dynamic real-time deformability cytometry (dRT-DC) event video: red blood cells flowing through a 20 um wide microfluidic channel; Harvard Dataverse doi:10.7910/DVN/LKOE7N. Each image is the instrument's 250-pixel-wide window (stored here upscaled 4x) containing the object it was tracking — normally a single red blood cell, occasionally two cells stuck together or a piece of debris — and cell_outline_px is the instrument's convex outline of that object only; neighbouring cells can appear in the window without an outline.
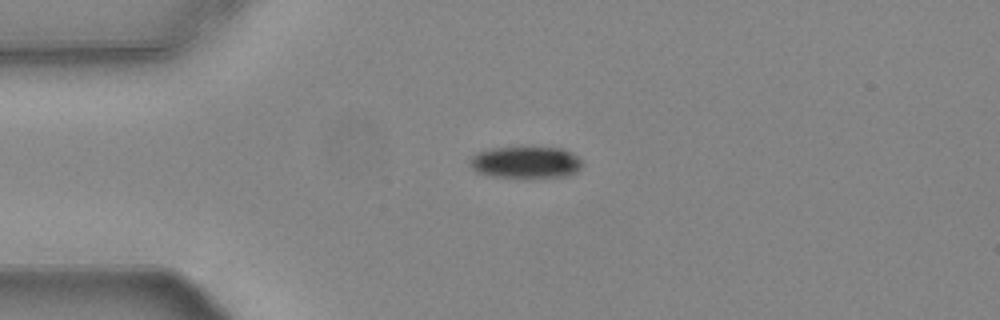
{"species": "common noctule bat (a hibernating species)", "species_latin": "Nyctalus noctula", "temperature_condition": "warm", "stored_images_in_passage": 43, "camera_frame_rate_fps": 3000, "um_per_image_px": 0.085, "animal": {"sex": "female", "body_mass_g": 24.6, "forearm_length_mm": 56.2}, "frame": {"image": 1, "passage_image": 1, "time_ms": 0.0, "image_size_px": [1000, 320], "cell_outline_px": [[584, 164], [576, 172], [568, 176], [532, 180], [488, 176], [476, 172], [468, 164], [468, 160], [472, 156], [488, 148], [564, 148], [572, 152]], "centroid_in_image_um": [44.69, 13.86], "position_along_channel_um": 40.3, "area_um2": 21.68}}
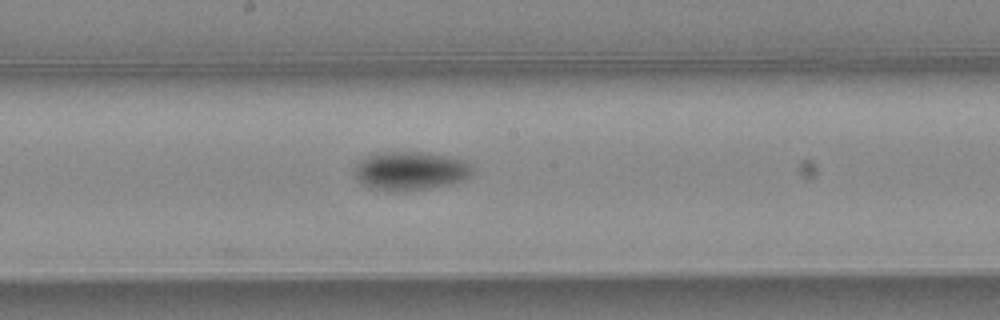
{"frame": {"image": 2, "passage_image": 17, "time_ms": 5.333, "image_size_px": [1000, 320], "cell_outline_px": [[472, 176], [464, 180], [452, 184], [404, 192], [396, 192], [368, 188], [360, 184], [356, 180], [352, 172], [352, 168], [364, 156], [384, 152], [424, 152], [448, 156], [472, 164]], "centroid_in_image_um": [34.82, 14.54], "position_along_channel_um": 213.4, "area_um2": 27.22}}
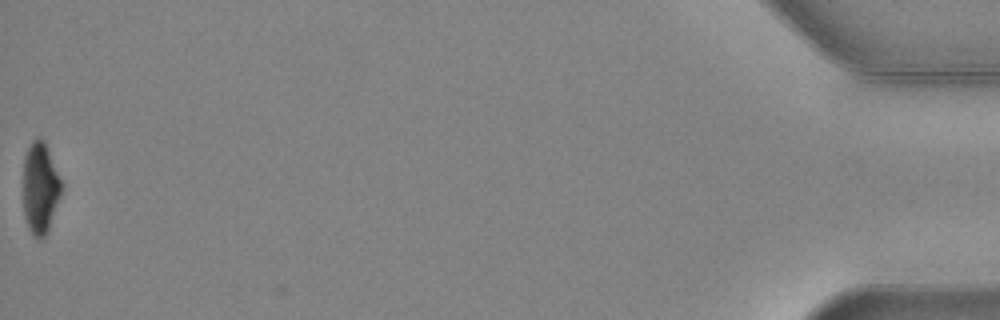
{"frame": {"image": 3, "passage_image": 43, "time_ms": 14.0, "image_size_px": [1000, 320], "cell_outline_px": [[64, 184], [48, 232], [44, 236], [36, 236], [28, 228], [24, 216], [24, 156], [32, 140], [36, 136], [40, 136], [44, 140]], "centroid_in_image_um": [3.44, 15.92], "position_along_channel_um": 431.8, "area_um2": 20.4}, "authors_computed_cell_mechanics": {"area_um2": 23.8714, "velocity_mm_per_s": 3.7435, "shape_relaxation_time_tau1_ms": 3.1911, "shape_relaxation_time_tau2_ms": null, "deformation_change_tau1": 0.1251, "deformation_change_tau2": null}}